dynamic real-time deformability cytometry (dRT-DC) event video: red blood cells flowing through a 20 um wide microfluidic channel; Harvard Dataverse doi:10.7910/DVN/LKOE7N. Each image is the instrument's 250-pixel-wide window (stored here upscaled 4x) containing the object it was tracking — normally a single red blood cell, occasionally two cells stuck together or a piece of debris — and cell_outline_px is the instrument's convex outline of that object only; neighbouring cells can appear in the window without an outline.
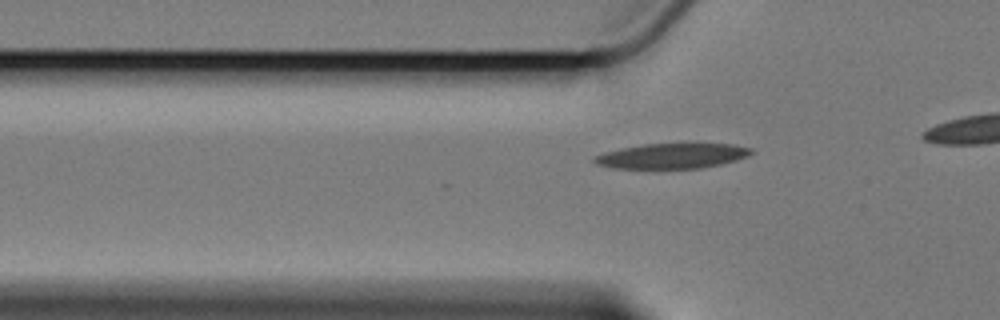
{"species": "Egyptian fruit bat (a non-hibernating species)", "species_latin": "Rousettus aegyptiacus", "temperature_condition": "cold", "stored_images_in_passage": 21, "camera_frame_rate_fps": 3000, "um_per_image_px": 0.085, "animal": {"sex": "female"}, "frame": {"image": 1, "passage_image": 14, "time_ms": 4.333, "image_size_px": [1000, 320], "cell_outline_px": [[756, 152], [748, 156], [736, 160], [720, 164], [700, 168], [612, 168], [596, 164], [592, 160], [592, 156], [604, 152], [620, 148], [644, 144], [684, 140], [696, 140], [736, 144], [752, 148]], "centroid_in_image_um": [57.21, 13.18], "position_along_channel_um": 68.6, "area_um2": 24.57}}
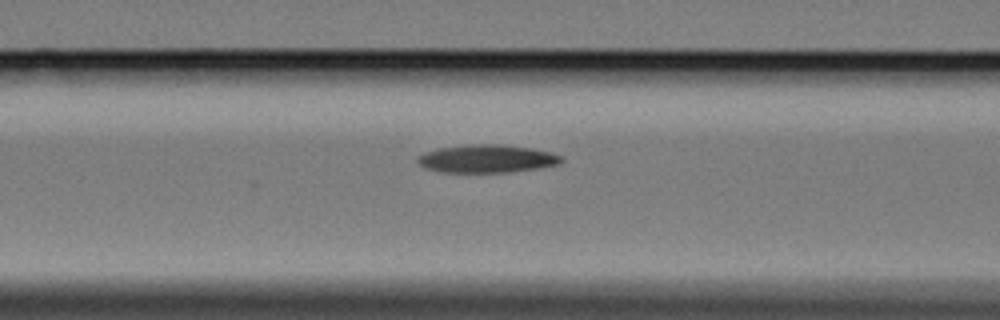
{"frame": {"image": 2, "passage_image": 19, "time_ms": 6.0, "image_size_px": [1000, 320], "cell_outline_px": [[564, 160], [560, 164], [536, 168], [508, 172], [440, 172], [424, 168], [416, 160], [416, 156], [424, 152], [440, 148], [468, 144], [504, 144], [532, 148], [552, 152], [560, 156]], "centroid_in_image_um": [41.36, 13.48], "position_along_channel_um": 125.2, "area_um2": 23.58}}